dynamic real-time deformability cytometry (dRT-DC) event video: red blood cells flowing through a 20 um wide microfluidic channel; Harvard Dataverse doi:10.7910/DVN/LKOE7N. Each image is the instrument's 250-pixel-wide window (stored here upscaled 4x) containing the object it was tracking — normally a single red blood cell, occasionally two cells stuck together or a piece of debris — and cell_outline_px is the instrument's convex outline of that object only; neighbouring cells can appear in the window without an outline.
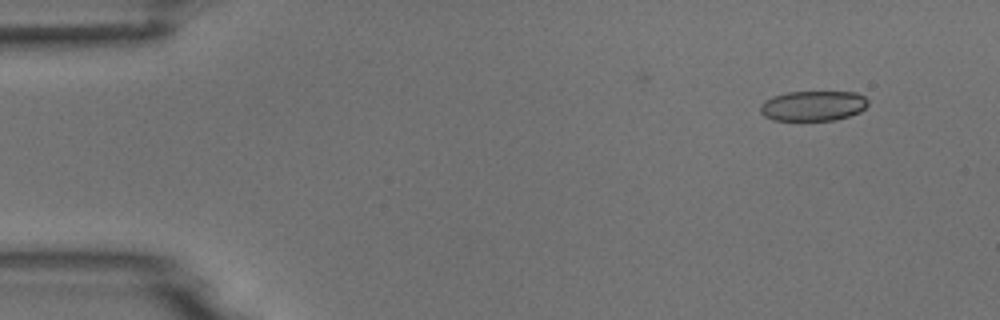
{"species": "common noctule bat (a hibernating species)", "species_latin": "Nyctalus noctula", "temperature_condition": "room temperature", "stored_images_in_passage": 4, "camera_frame_rate_fps": 3000, "um_per_image_px": 0.085, "animal": {"sex": "male", "body_mass_g": 18.8}, "frame": {"image": 1, "passage_image": 1, "time_ms": 0.0, "image_size_px": [1000, 320], "cell_outline_px": [[868, 104], [860, 112], [836, 120], [772, 120], [764, 116], [760, 112], [760, 104], [764, 100], [772, 96], [788, 92], [856, 92], [864, 96], [868, 100]], "centroid_in_image_um": [69.09, 8.99], "position_along_channel_um": 15.9, "area_um2": 19.02}}
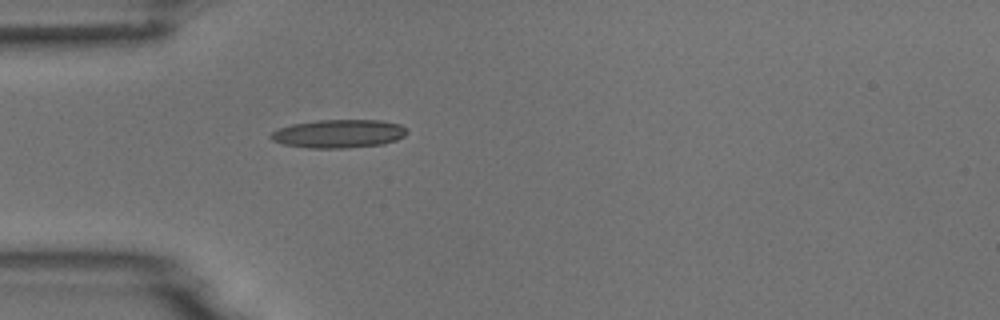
{"frame": {"image": 2, "passage_image": 4, "time_ms": 3.667, "image_size_px": [1000, 320], "cell_outline_px": [[408, 132], [404, 136], [396, 140], [384, 144], [344, 148], [308, 148], [284, 144], [272, 140], [268, 136], [272, 132], [280, 128], [292, 124], [316, 120], [380, 120], [400, 124], [408, 128]], "centroid_in_image_um": [28.81, 11.36], "position_along_channel_um": 56.2, "area_um2": 22.6}}